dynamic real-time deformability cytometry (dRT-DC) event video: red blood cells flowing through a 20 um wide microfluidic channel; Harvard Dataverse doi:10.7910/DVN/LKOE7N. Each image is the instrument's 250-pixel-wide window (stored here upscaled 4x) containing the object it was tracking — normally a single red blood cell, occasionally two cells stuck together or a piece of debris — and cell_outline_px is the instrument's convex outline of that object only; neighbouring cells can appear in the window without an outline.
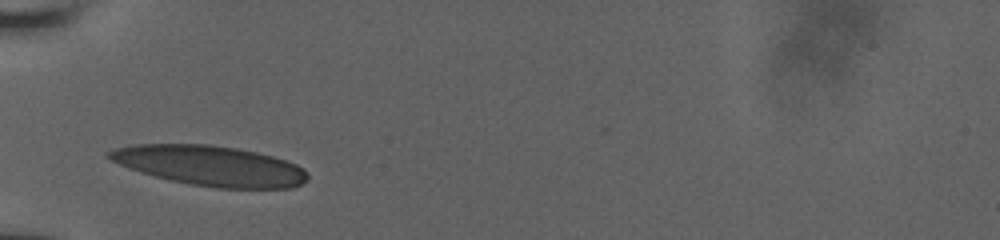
{"species": "human", "species_latin": "Homo sapiens", "temperature_condition": "room temperature", "stored_images_in_passage": 30, "camera_frame_rate_fps": 3000, "um_per_image_px": 0.085, "donor": {"sex": "male"}, "frame": {"image": 1, "passage_image": 1, "time_ms": 0.0, "image_size_px": [1000, 240], "cell_outline_px": [[308, 180], [292, 188], [216, 188], [188, 184], [140, 172], [128, 168], [104, 156], [108, 152], [116, 148], [136, 144], [208, 144], [236, 148], [256, 152], [272, 156], [296, 164], [304, 168], [308, 172]], "centroid_in_image_um": [17.88, 14.09], "position_along_channel_um": 67.1, "area_um2": 46.3}}
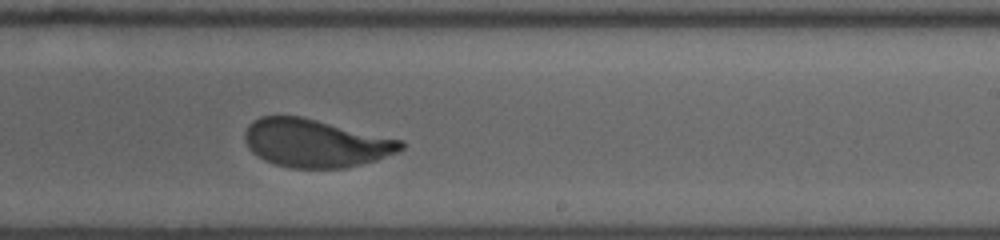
{"frame": {"image": 2, "passage_image": 17, "time_ms": 5.0, "image_size_px": [1000, 240], "cell_outline_px": [[404, 148], [396, 152], [376, 160], [348, 168], [288, 168], [264, 160], [252, 152], [248, 148], [244, 140], [244, 132], [260, 116], [300, 116], [404, 140]], "centroid_in_image_um": [26.83, 12.18], "position_along_channel_um": 262.2, "area_um2": 43.64}}
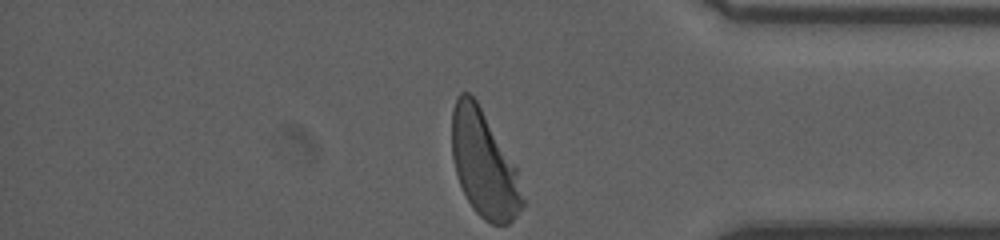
{"frame": {"image": 3, "passage_image": 29, "time_ms": 8.667, "image_size_px": [1000, 240], "cell_outline_px": [[524, 204], [516, 216], [508, 224], [492, 224], [484, 220], [472, 208], [456, 176], [452, 156], [452, 108], [456, 96], [460, 92], [468, 92], [476, 100], [516, 168], [524, 200]], "centroid_in_image_um": [41.11, 13.95], "position_along_channel_um": 394.1, "area_um2": 43.23}}